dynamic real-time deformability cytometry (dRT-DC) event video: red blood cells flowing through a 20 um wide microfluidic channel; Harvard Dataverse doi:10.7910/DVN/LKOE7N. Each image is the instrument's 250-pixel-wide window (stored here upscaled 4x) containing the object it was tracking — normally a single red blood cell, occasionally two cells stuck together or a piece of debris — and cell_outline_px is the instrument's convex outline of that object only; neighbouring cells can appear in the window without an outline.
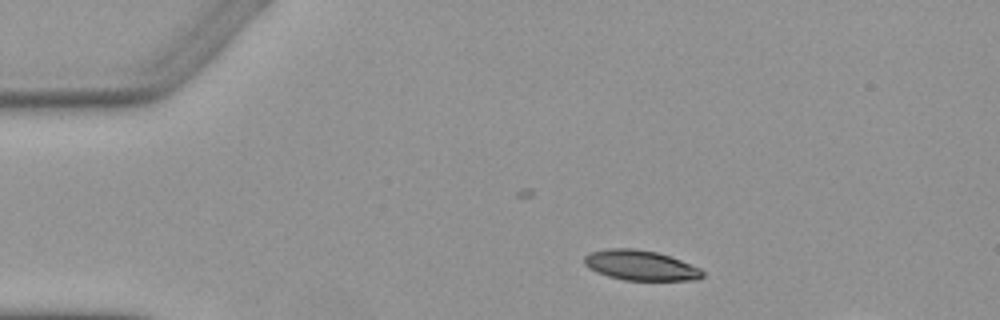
{"species": "Egyptian fruit bat (a non-hibernating species)", "species_latin": "Rousettus aegyptiacus", "temperature_condition": "warm", "stored_images_in_passage": 3, "camera_frame_rate_fps": 3000, "um_per_image_px": 0.085, "animal": {"sex": "female"}, "frame": {"image": 1, "passage_image": 2, "time_ms": 1.333, "image_size_px": [1000, 320], "cell_outline_px": [[704, 276], [696, 280], [624, 280], [608, 276], [596, 272], [588, 268], [584, 264], [584, 256], [588, 252], [608, 248], [632, 248], [656, 252], [680, 260], [700, 268], [704, 272]], "centroid_in_image_um": [54.4, 22.55], "position_along_channel_um": 30.6, "area_um2": 20.75}}